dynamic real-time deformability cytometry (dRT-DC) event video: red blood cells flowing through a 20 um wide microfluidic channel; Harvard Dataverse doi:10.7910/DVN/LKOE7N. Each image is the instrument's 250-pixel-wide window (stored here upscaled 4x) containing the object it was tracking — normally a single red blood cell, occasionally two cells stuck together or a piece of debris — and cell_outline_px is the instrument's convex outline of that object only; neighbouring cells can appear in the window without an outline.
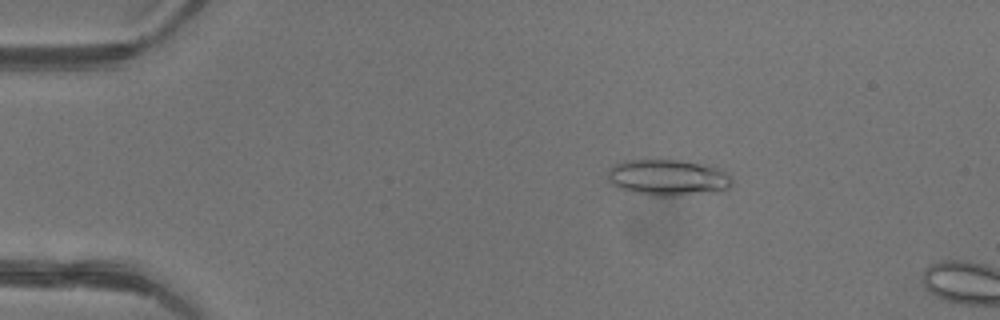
{"species": "common noctule bat (a hibernating species)", "species_latin": "Nyctalus noctula", "temperature_condition": "warm", "stored_images_in_passage": 12, "camera_frame_rate_fps": 3000, "um_per_image_px": 0.085, "animal": {"sex": "female"}, "frame": {"image": 1, "passage_image": 9, "time_ms": 2.667, "image_size_px": [1000, 320], "cell_outline_px": [[732, 184], [728, 188], [720, 192], [672, 196], [652, 196], [632, 192], [620, 188], [608, 176], [608, 168], [616, 164], [628, 160], [680, 160], [720, 168], [732, 176]], "centroid_in_image_um": [56.85, 15.1], "position_along_channel_um": 28.2, "area_um2": 26.18}}